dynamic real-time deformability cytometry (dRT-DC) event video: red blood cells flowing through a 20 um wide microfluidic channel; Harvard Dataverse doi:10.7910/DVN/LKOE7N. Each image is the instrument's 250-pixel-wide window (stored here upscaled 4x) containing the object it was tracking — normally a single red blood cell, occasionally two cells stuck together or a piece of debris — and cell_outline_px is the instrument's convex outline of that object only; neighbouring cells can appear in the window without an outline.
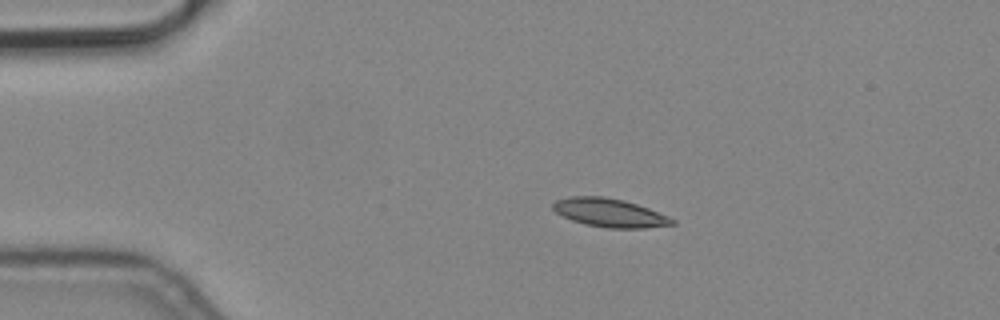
{"species": "common noctule bat (a hibernating species)", "species_latin": "Nyctalus noctula", "temperature_condition": "cold", "stored_images_in_passage": 8, "camera_frame_rate_fps": 3000, "um_per_image_px": 0.085, "animal": {"sex": "male", "body_mass_g": 19.2, "forearm_length_mm": 51.8}, "frame": {"image": 1, "passage_image": 1, "time_ms": 0.0, "image_size_px": [1000, 320], "cell_outline_px": [[676, 224], [644, 228], [608, 228], [584, 224], [572, 220], [556, 212], [552, 208], [552, 204], [556, 200], [572, 196], [604, 196], [624, 200], [648, 208], [668, 216], [676, 220]], "centroid_in_image_um": [51.83, 18.08], "position_along_channel_um": 33.2, "area_um2": 19.77}}
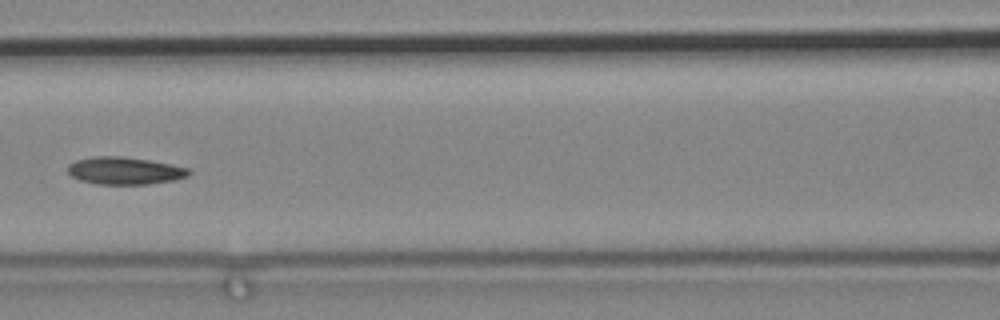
{"frame": {"image": 2, "passage_image": 5, "time_ms": 1.333, "image_size_px": [1000, 320], "cell_outline_px": [[192, 172], [188, 176], [176, 180], [148, 184], [96, 184], [80, 180], [72, 176], [68, 172], [68, 164], [76, 160], [92, 156], [120, 156], [148, 160], [172, 164], [188, 168]], "centroid_in_image_um": [10.61, 14.51], "position_along_channel_um": 156.0, "area_um2": 19.42}}
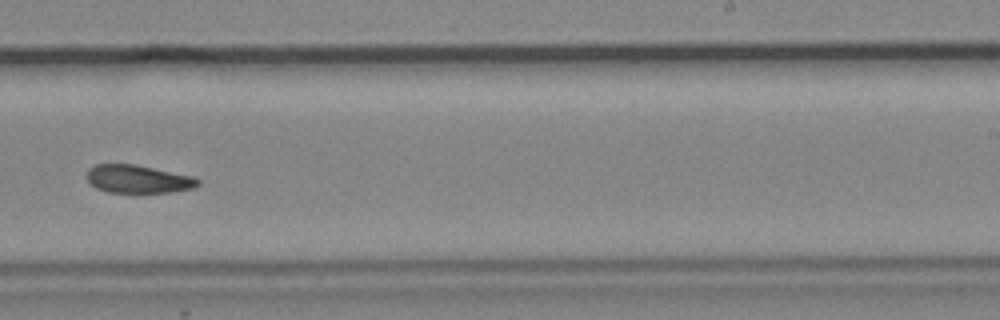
{"frame": {"image": 3, "passage_image": 8, "time_ms": 2.333, "image_size_px": [1000, 320], "cell_outline_px": [[200, 184], [192, 188], [172, 192], [108, 192], [96, 188], [88, 180], [88, 168], [96, 164], [132, 164], [192, 176], [200, 180]], "centroid_in_image_um": [11.73, 15.22], "position_along_channel_um": 277.3, "area_um2": 17.86}}